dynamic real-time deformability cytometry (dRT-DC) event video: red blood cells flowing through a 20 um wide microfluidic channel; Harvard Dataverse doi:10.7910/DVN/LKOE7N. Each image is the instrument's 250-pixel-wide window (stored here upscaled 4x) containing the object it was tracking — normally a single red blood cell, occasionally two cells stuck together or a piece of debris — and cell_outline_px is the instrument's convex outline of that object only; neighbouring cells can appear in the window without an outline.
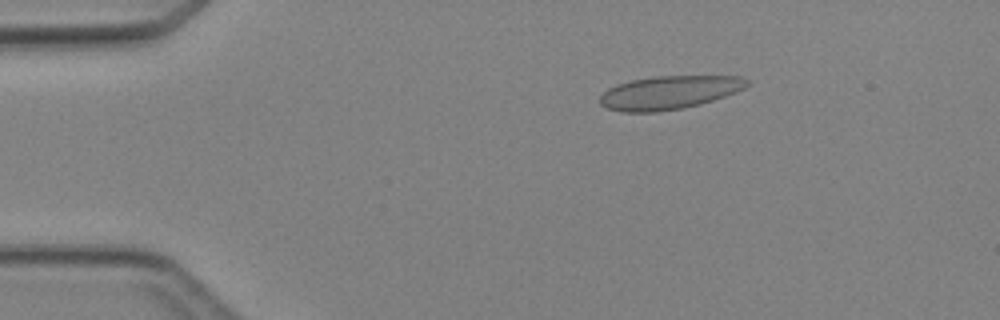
{"species": "Egyptian fruit bat (a non-hibernating species)", "species_latin": "Rousettus aegyptiacus", "temperature_condition": "cold", "stored_images_in_passage": 5, "camera_frame_rate_fps": 3000, "um_per_image_px": 0.085, "animal": {"sex": "female"}, "frame": {"image": 1, "passage_image": 3, "time_ms": 2.333, "image_size_px": [1000, 320], "cell_outline_px": [[748, 84], [744, 88], [736, 92], [700, 104], [684, 108], [656, 112], [620, 112], [608, 108], [600, 104], [600, 96], [608, 88], [616, 84], [632, 80], [656, 76], [740, 76], [748, 80]], "centroid_in_image_um": [56.86, 7.87], "position_along_channel_um": 28.1, "area_um2": 28.55}}